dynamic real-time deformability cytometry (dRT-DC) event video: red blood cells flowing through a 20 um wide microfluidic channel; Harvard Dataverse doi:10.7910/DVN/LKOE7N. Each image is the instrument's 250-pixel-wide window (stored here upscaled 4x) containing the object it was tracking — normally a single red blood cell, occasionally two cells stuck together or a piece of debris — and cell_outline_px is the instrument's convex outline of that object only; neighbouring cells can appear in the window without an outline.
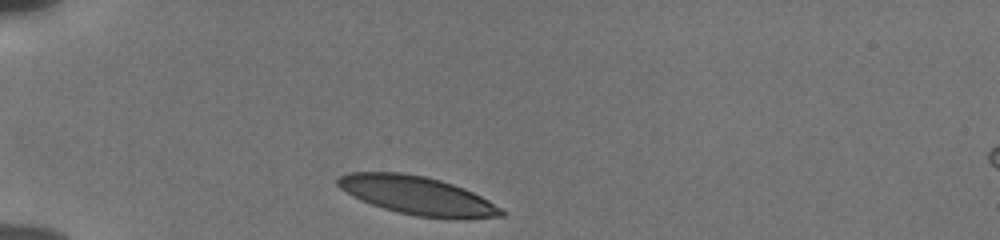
{"species": "human", "species_latin": "Homo sapiens", "temperature_condition": "cold", "stored_images_in_passage": 32, "camera_frame_rate_fps": 3000, "um_per_image_px": 0.085, "donor": {"sex": "male"}, "frame": {"image": 1, "passage_image": 1, "time_ms": 0.0, "image_size_px": [1000, 240], "cell_outline_px": [[504, 216], [464, 220], [460, 220], [416, 216], [384, 208], [360, 200], [352, 196], [340, 188], [336, 184], [336, 180], [340, 176], [348, 172], [400, 172], [424, 176], [440, 180], [464, 188], [504, 208]], "centroid_in_image_um": [35.51, 16.63], "position_along_channel_um": 49.5, "area_um2": 36.82}}
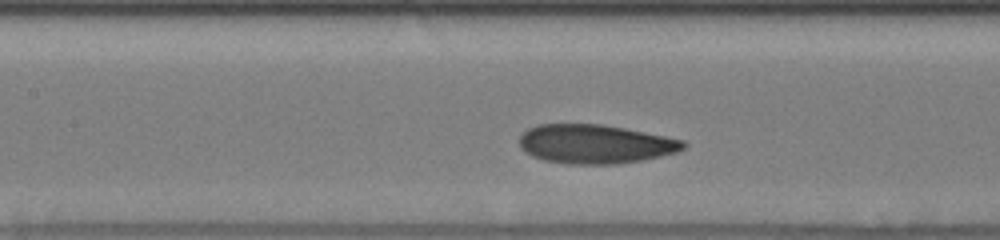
{"frame": {"image": 2, "passage_image": 12, "time_ms": 3.667, "image_size_px": [1000, 240], "cell_outline_px": [[688, 144], [684, 148], [676, 152], [660, 156], [640, 160], [616, 164], [568, 164], [544, 160], [532, 156], [524, 152], [520, 148], [520, 136], [528, 128], [536, 124], [600, 124], [624, 128], [684, 140]], "centroid_in_image_um": [50.56, 12.24], "position_along_channel_um": 156.8, "area_um2": 37.22}}
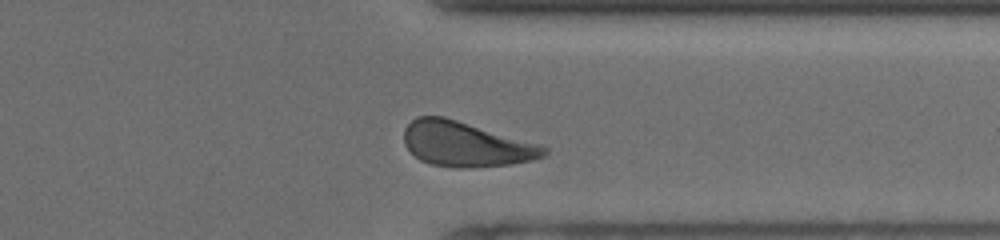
{"frame": {"image": 3, "passage_image": 29, "time_ms": 9.333, "image_size_px": [1000, 240], "cell_outline_px": [[548, 152], [544, 156], [532, 160], [508, 164], [472, 168], [452, 168], [432, 164], [420, 160], [404, 144], [404, 128], [416, 116], [444, 116], [544, 144], [548, 148]], "centroid_in_image_um": [39.64, 12.24], "position_along_channel_um": 371.8, "area_um2": 37.11}, "authors_computed_cell_mechanics": {"area_um2": 37.281, "velocity_mm_per_s": 3.795, "shape_relaxation_time_tau1_ms": 2.2526, "shape_relaxation_time_tau2_ms": 1.1815, "deformation_change_tau1": 0.1141, "deformation_change_tau2": 0.0623}}